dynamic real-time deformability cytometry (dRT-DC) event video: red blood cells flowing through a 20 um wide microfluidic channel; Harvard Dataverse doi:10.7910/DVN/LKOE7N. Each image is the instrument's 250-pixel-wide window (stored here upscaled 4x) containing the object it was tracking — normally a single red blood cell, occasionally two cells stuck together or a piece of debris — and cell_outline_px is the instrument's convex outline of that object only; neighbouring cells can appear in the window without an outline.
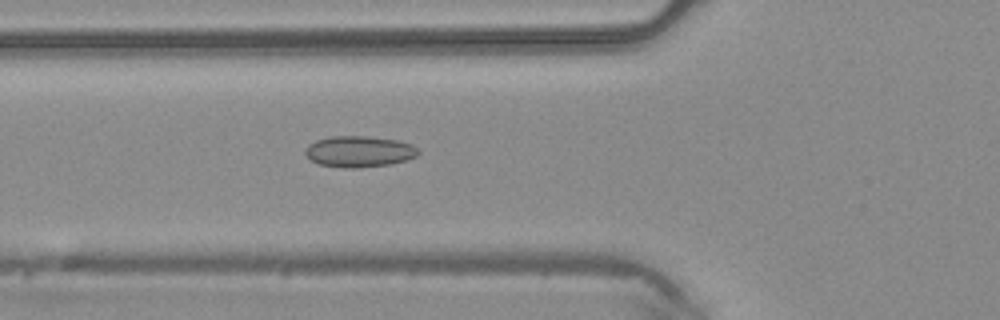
{"species": "common noctule bat (a hibernating species)", "species_latin": "Nyctalus noctula", "temperature_condition": "warm", "stored_images_in_passage": 48, "camera_frame_rate_fps": 3000, "um_per_image_px": 0.085, "animal": {"sex": "male", "body_mass_g": 20.4}, "frame": {"image": 1, "passage_image": 18, "time_ms": 5.667, "image_size_px": [1000, 320], "cell_outline_px": [[420, 152], [416, 156], [408, 160], [392, 164], [360, 168], [344, 168], [320, 164], [312, 160], [304, 152], [308, 144], [316, 140], [332, 136], [368, 136], [396, 140], [412, 144]], "centroid_in_image_um": [30.55, 12.88], "position_along_channel_um": 95.2, "area_um2": 20.58}}
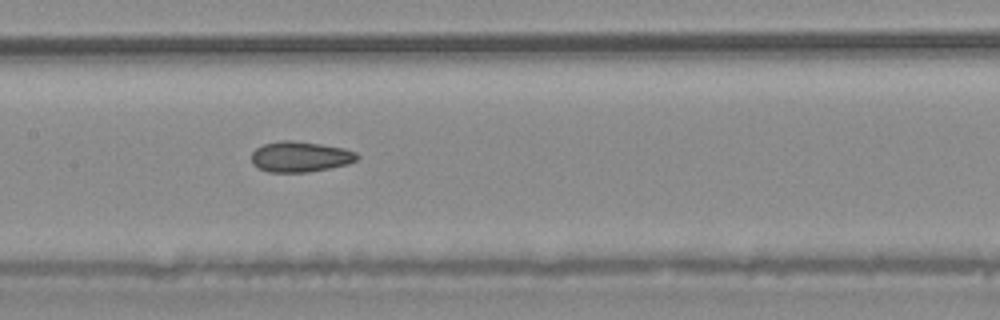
{"frame": {"image": 2, "passage_image": 24, "time_ms": 7.667, "image_size_px": [1000, 320], "cell_outline_px": [[360, 156], [356, 160], [348, 164], [308, 172], [268, 172], [252, 164], [252, 152], [256, 148], [264, 144], [280, 140], [292, 140], [320, 144], [344, 148], [356, 152]], "centroid_in_image_um": [25.52, 13.31], "position_along_channel_um": 181.9, "area_um2": 18.79}}
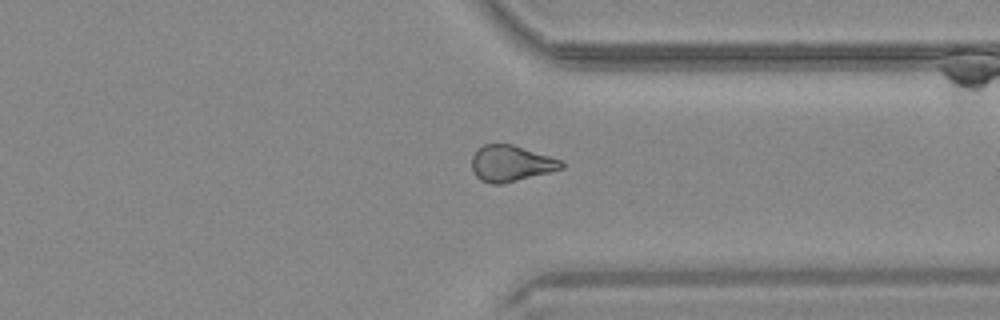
{"frame": {"image": 3, "passage_image": 37, "time_ms": 12.0, "image_size_px": [1000, 320], "cell_outline_px": [[564, 168], [500, 184], [492, 184], [480, 180], [476, 176], [472, 168], [472, 156], [484, 144], [512, 144], [564, 160]], "centroid_in_image_um": [43.45, 13.88], "position_along_channel_um": 367.9, "area_um2": 18.67}}